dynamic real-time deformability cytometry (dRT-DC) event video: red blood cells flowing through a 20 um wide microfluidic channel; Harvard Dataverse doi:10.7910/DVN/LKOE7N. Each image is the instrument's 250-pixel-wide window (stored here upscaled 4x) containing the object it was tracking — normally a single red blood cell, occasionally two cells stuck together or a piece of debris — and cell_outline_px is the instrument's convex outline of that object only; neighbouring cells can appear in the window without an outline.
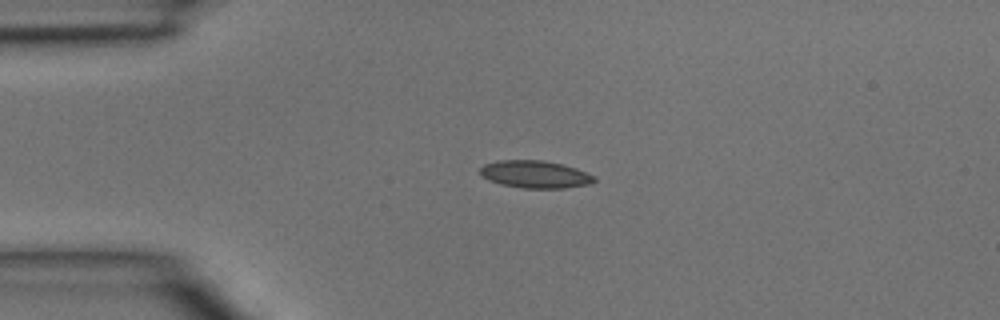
{"species": "common noctule bat (a hibernating species)", "species_latin": "Nyctalus noctula", "temperature_condition": "room temperature", "stored_images_in_passage": 3, "camera_frame_rate_fps": 3000, "um_per_image_px": 0.085, "animal": {"sex": "male", "body_mass_g": 15.6}, "frame": {"image": 1, "passage_image": 2, "time_ms": 0.333, "image_size_px": [1000, 320], "cell_outline_px": [[596, 180], [588, 184], [564, 188], [524, 188], [500, 184], [488, 180], [480, 176], [480, 168], [484, 164], [500, 160], [540, 160], [560, 164], [576, 168], [596, 176]], "centroid_in_image_um": [45.46, 14.82], "position_along_channel_um": 39.5, "area_um2": 18.21}}
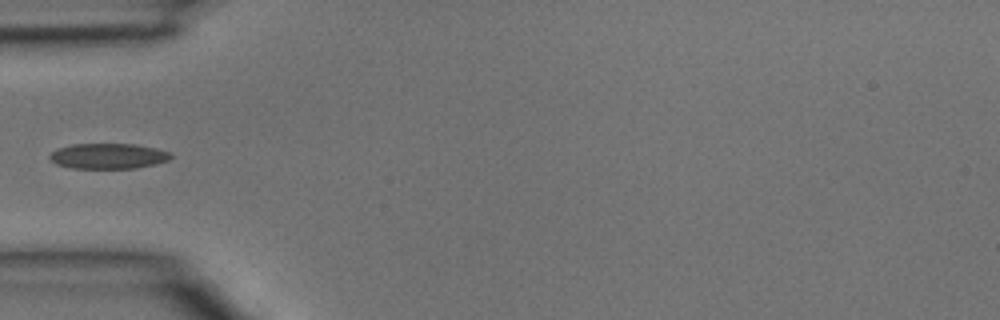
{"frame": {"image": 2, "passage_image": 3, "time_ms": 0.667, "image_size_px": [1000, 320], "cell_outline_px": [[172, 156], [168, 160], [136, 168], [72, 168], [56, 164], [48, 156], [56, 148], [72, 144], [132, 144], [156, 148], [168, 152]], "centroid_in_image_um": [9.15, 13.26], "position_along_channel_um": 75.9, "area_um2": 17.74}}